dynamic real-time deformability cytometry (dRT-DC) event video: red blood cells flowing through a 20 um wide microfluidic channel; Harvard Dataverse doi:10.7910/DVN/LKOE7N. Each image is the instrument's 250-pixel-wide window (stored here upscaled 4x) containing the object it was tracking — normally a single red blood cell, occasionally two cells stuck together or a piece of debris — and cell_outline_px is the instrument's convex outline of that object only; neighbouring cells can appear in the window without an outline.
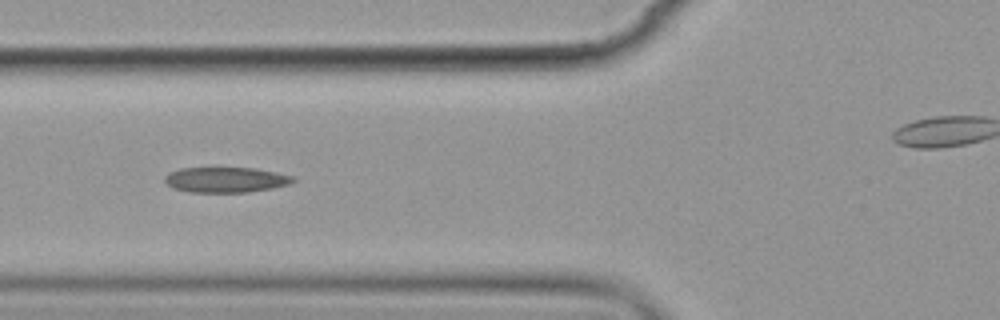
{"species": "common noctule bat (a hibernating species)", "species_latin": "Nyctalus noctula", "temperature_condition": "cold", "stored_images_in_passage": 4, "segment_of_instrument_passage": [1, 2], "camera_frame_rate_fps": 3000, "um_per_image_px": 0.085, "animal": {"sex": "female", "body_mass_g": 19.9}, "frame": {"image": 1, "passage_image": 3, "time_ms": 2.333, "image_size_px": [1000, 320], "cell_outline_px": [[296, 180], [288, 184], [272, 188], [248, 192], [188, 192], [172, 188], [164, 180], [164, 176], [168, 172], [180, 168], [256, 168], [276, 172], [292, 176]], "centroid_in_image_um": [19.15, 15.28], "position_along_channel_um": 106.6, "area_um2": 18.96}}